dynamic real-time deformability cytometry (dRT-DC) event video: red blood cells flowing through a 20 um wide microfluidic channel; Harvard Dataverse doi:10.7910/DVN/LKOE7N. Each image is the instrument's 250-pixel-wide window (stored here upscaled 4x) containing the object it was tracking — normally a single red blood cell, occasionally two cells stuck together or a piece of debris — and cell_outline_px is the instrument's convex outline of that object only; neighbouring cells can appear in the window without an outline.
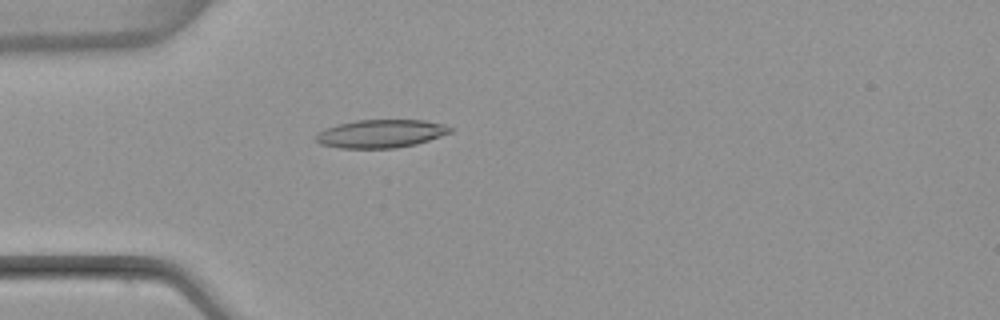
{"species": "common noctule bat (a hibernating species)", "species_latin": "Nyctalus noctula", "temperature_condition": "warm", "stored_images_in_passage": 52, "camera_frame_rate_fps": 3000, "um_per_image_px": 0.085, "animal": {"sex": "female", "body_mass_g": 22.7, "forearm_length_mm": 54.2}, "frame": {"image": 1, "passage_image": 15, "time_ms": 4.667, "image_size_px": [1000, 320], "cell_outline_px": [[452, 132], [416, 144], [396, 148], [340, 148], [320, 144], [316, 140], [316, 132], [324, 128], [336, 124], [356, 120], [424, 120], [444, 124], [452, 128]], "centroid_in_image_um": [32.34, 11.35], "position_along_channel_um": 52.7, "area_um2": 22.14}}
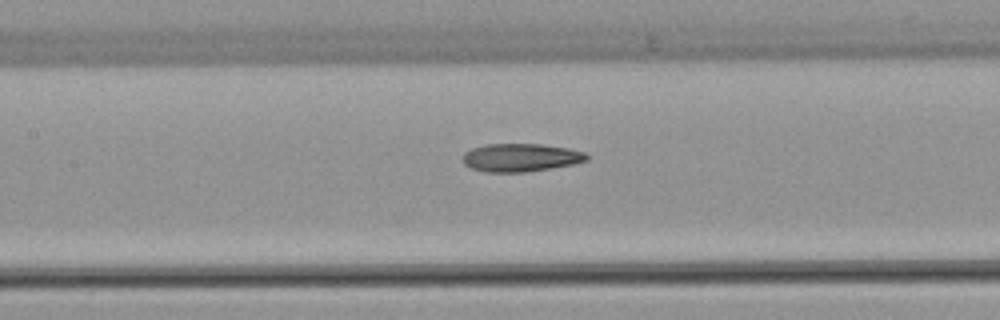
{"frame": {"image": 2, "passage_image": 24, "time_ms": 7.667, "image_size_px": [1000, 320], "cell_outline_px": [[588, 160], [572, 164], [524, 172], [484, 172], [472, 168], [464, 164], [464, 152], [472, 148], [484, 144], [544, 144], [568, 148], [584, 152], [588, 156]], "centroid_in_image_um": [44.24, 13.38], "position_along_channel_um": 163.2, "area_um2": 20.17}}
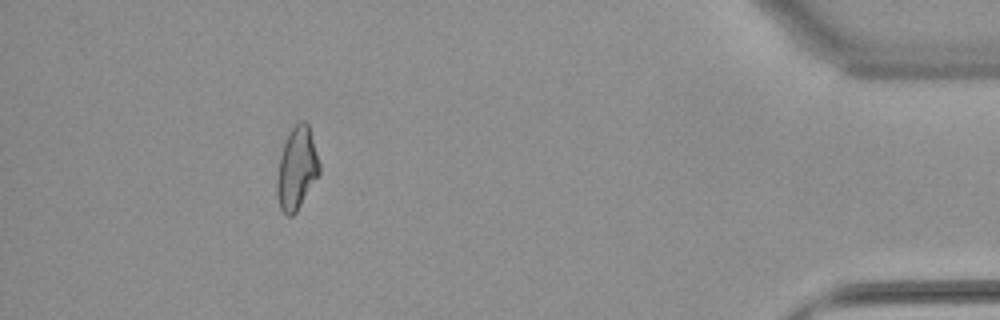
{"frame": {"image": 3, "passage_image": 47, "time_ms": 15.333, "image_size_px": [1000, 320], "cell_outline_px": [[320, 172], [296, 212], [292, 216], [288, 216], [280, 208], [276, 196], [276, 176], [280, 156], [284, 144], [292, 128], [300, 120], [304, 120], [308, 124], [320, 164]], "centroid_in_image_um": [25.21, 14.33], "position_along_channel_um": 410.0, "area_um2": 20.17}, "authors_computed_cell_mechanics": {"area_um2": 20.8369, "velocity_mm_per_s": 3.9724, "shape_relaxation_time_tau1_ms": null, "shape_relaxation_time_tau2_ms": 3.5631, "deformation_change_tau1": null, "deformation_change_tau2": 0.1254}}